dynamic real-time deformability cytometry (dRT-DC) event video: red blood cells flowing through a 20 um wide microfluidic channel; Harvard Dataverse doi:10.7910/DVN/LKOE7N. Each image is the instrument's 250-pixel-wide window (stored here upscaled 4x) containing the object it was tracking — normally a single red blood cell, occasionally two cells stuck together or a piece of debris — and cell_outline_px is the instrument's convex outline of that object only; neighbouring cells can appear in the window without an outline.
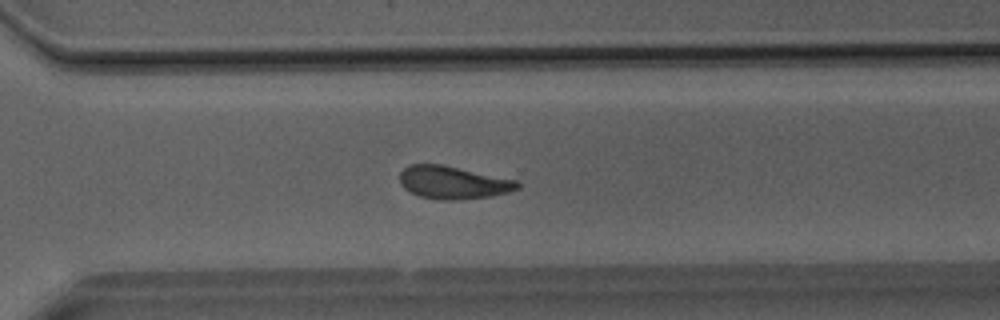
{"species": "Egyptian fruit bat (a non-hibernating species)", "species_latin": "Rousettus aegyptiacus", "temperature_condition": "room temperature", "stored_images_in_passage": 40, "camera_frame_rate_fps": 3000, "um_per_image_px": 0.085, "animal": {"sex": "male"}, "frame": {"image": 1, "passage_image": 29, "time_ms": 9.333, "image_size_px": [1000, 320], "cell_outline_px": [[520, 188], [508, 192], [492, 196], [452, 200], [444, 200], [420, 196], [408, 192], [400, 184], [400, 172], [408, 164], [444, 164], [516, 180], [520, 184]], "centroid_in_image_um": [38.49, 15.5], "position_along_channel_um": 332.1, "area_um2": 22.6}}
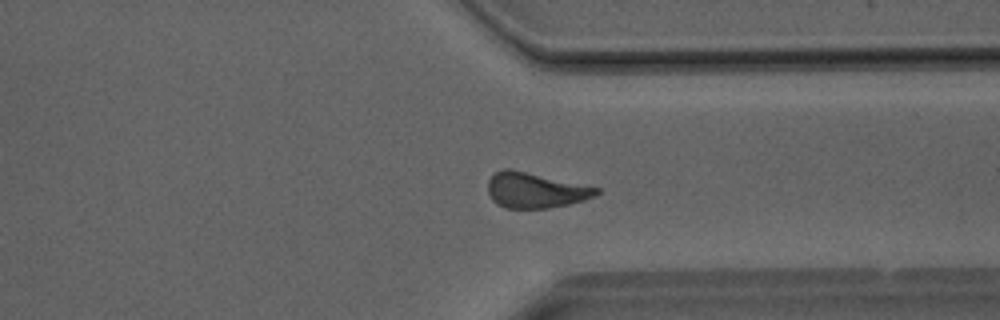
{"frame": {"image": 2, "passage_image": 31, "time_ms": 10.0, "image_size_px": [1000, 320], "cell_outline_px": [[600, 192], [596, 196], [584, 200], [568, 204], [548, 208], [504, 208], [496, 204], [492, 200], [488, 192], [488, 180], [496, 172], [504, 168], [512, 168], [600, 188]], "centroid_in_image_um": [45.5, 16.16], "position_along_channel_um": 365.9, "area_um2": 22.54}}
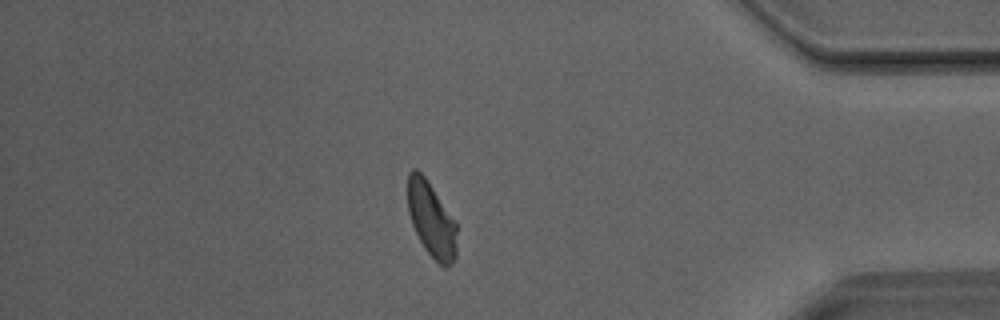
{"frame": {"image": 3, "passage_image": 35, "time_ms": 11.333, "image_size_px": [1000, 320], "cell_outline_px": [[456, 256], [452, 264], [448, 268], [444, 268], [424, 248], [412, 224], [408, 212], [408, 172], [412, 168], [416, 168], [424, 176], [456, 224]], "centroid_in_image_um": [36.65, 18.69], "position_along_channel_um": 398.5, "area_um2": 21.04}}